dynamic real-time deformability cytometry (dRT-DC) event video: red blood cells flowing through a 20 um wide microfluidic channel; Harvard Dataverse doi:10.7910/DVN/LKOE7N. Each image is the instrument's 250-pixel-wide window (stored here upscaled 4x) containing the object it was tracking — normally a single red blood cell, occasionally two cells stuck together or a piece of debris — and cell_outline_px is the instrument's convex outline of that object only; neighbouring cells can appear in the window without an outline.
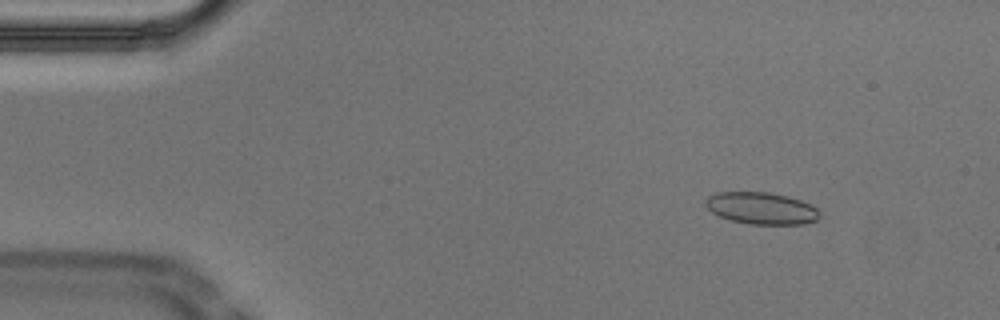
{"species": "Egyptian fruit bat (a non-hibernating species)", "species_latin": "Rousettus aegyptiacus", "temperature_condition": "cold", "stored_images_in_passage": 55, "camera_frame_rate_fps": 3000, "um_per_image_px": 0.085, "animal": {"sex": "male"}, "frame": {"image": 1, "passage_image": 7, "time_ms": 2.0, "image_size_px": [1000, 320], "cell_outline_px": [[820, 216], [816, 220], [804, 224], [748, 224], [732, 220], [720, 216], [712, 212], [704, 204], [704, 200], [708, 196], [716, 192], [768, 192], [788, 196], [800, 200], [816, 208], [820, 212]], "centroid_in_image_um": [64.7, 17.69], "position_along_channel_um": 20.3, "area_um2": 21.21}}
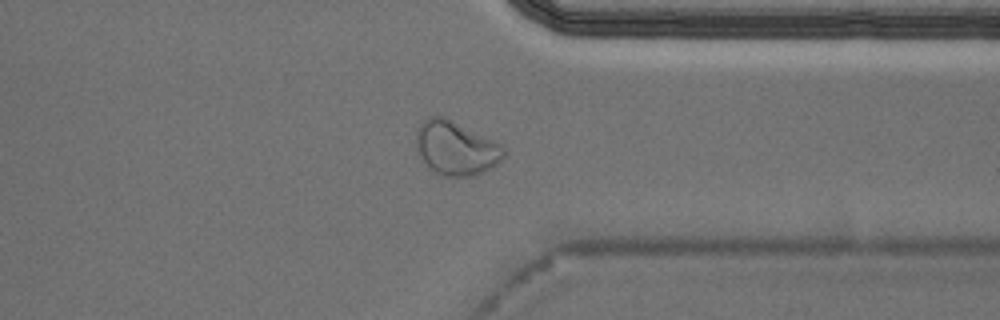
{"frame": {"image": 2, "passage_image": 42, "time_ms": 13.667, "image_size_px": [1000, 320], "cell_outline_px": [[504, 156], [492, 168], [472, 176], [440, 176], [420, 156], [416, 148], [416, 128], [428, 116], [444, 116], [496, 140], [504, 144]], "centroid_in_image_um": [38.77, 12.56], "position_along_channel_um": 372.6, "area_um2": 27.69}}
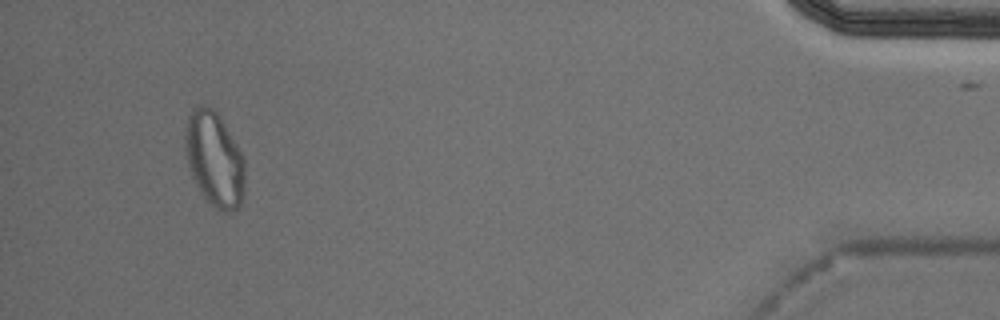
{"frame": {"image": 3, "passage_image": 51, "time_ms": 16.667, "image_size_px": [1000, 320], "cell_outline_px": [[244, 196], [240, 208], [236, 212], [224, 212], [216, 208], [200, 192], [196, 184], [188, 164], [184, 140], [184, 128], [188, 116], [200, 104], [204, 104], [212, 108], [220, 116], [244, 156]], "centroid_in_image_um": [18.24, 13.54], "position_along_channel_um": 417.0, "area_um2": 33.18}, "authors_computed_cell_mechanics": {"area_um2": 21.2704, "velocity_mm_per_s": 3.7231, "shape_relaxation_time_tau1_ms": null, "shape_relaxation_time_tau2_ms": 2.3242, "deformation_change_tau1": null, "deformation_change_tau2": 0.0698}}